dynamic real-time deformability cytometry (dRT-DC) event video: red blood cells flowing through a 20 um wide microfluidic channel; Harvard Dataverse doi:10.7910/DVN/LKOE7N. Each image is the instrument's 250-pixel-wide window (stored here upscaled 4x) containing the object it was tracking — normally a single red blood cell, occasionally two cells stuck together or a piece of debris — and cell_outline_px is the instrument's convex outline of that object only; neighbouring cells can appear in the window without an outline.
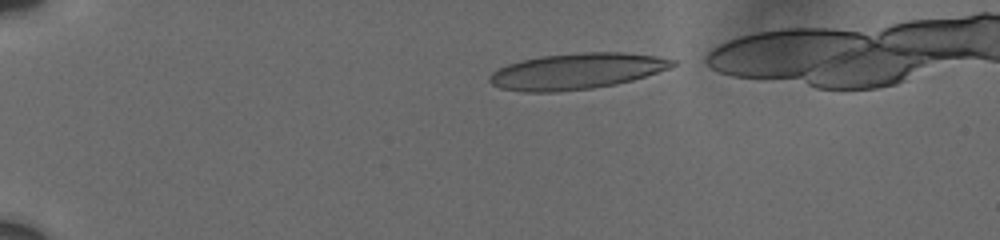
{"species": "human", "species_latin": "Homo sapiens", "temperature_condition": "cold", "stored_images_in_passage": 5, "camera_frame_rate_fps": 3000, "um_per_image_px": 0.085, "donor": {"sex": "male"}, "frame": {"image": 1, "passage_image": 1, "time_ms": 0.0, "image_size_px": [1000, 240], "cell_outline_px": [[676, 64], [668, 68], [632, 80], [616, 84], [592, 88], [556, 92], [524, 92], [500, 88], [492, 84], [488, 80], [488, 76], [492, 72], [508, 64], [520, 60], [540, 56], [580, 52], [624, 52], [656, 56], [676, 60]], "centroid_in_image_um": [48.98, 6.05], "position_along_channel_um": 36.0, "area_um2": 38.32}}
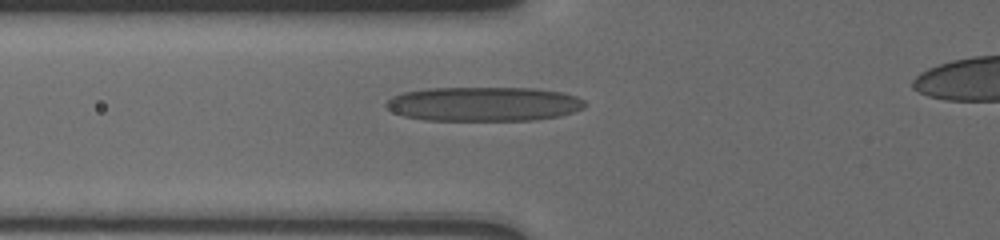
{"frame": {"image": 2, "passage_image": 5, "time_ms": 3.333, "image_size_px": [1000, 240], "cell_outline_px": [[584, 108], [560, 116], [532, 120], [424, 120], [404, 116], [388, 108], [384, 104], [392, 96], [404, 92], [428, 88], [532, 88], [564, 92], [576, 96], [584, 100]], "centroid_in_image_um": [41.13, 8.83], "position_along_channel_um": 84.7, "area_um2": 39.71}}